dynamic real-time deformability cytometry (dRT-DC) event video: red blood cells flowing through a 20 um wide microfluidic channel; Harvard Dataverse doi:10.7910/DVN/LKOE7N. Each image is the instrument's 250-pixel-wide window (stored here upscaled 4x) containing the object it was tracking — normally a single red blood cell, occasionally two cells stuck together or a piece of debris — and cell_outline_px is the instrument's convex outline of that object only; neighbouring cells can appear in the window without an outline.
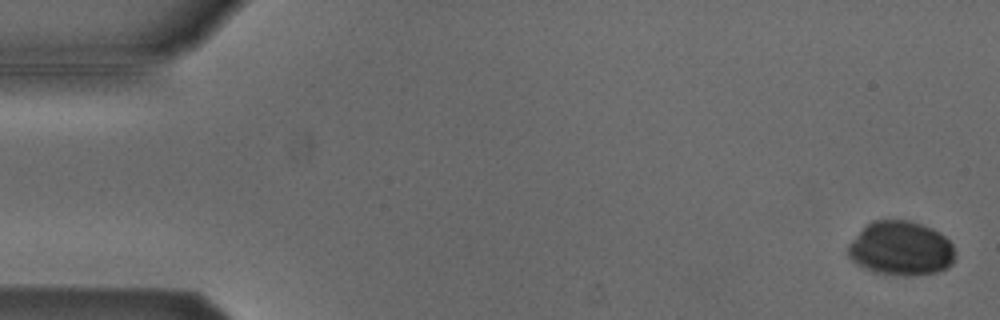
{"species": "Egyptian fruit bat (a non-hibernating species)", "species_latin": "Rousettus aegyptiacus", "temperature_condition": "cold", "stored_images_in_passage": 5, "camera_frame_rate_fps": 3000, "um_per_image_px": 0.085, "animal": {"sex": "male"}, "frame": {"image": 1, "passage_image": 1, "time_ms": 0.0, "image_size_px": [1000, 320], "cell_outline_px": [[956, 260], [948, 268], [936, 272], [916, 276], [904, 276], [872, 272], [856, 264], [848, 256], [848, 244], [872, 220], [908, 220], [932, 228], [940, 232], [952, 244], [956, 256]], "centroid_in_image_um": [76.6, 21.14], "position_along_channel_um": 8.4, "area_um2": 34.1}}
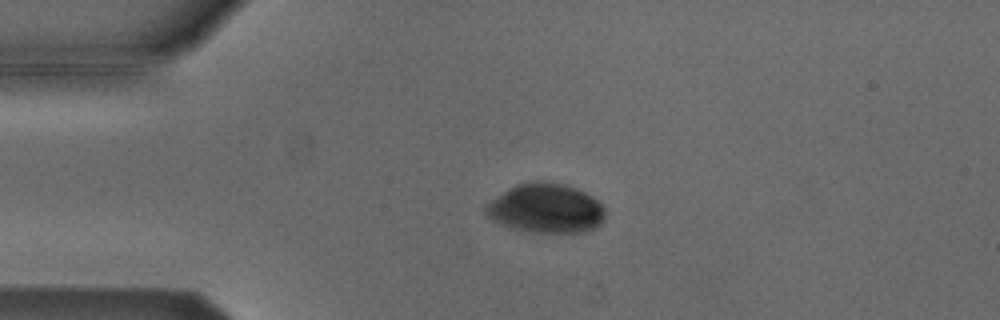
{"frame": {"image": 2, "passage_image": 4, "time_ms": 1.0, "image_size_px": [1000, 320], "cell_outline_px": [[604, 220], [596, 228], [580, 232], [532, 232], [508, 228], [492, 220], [484, 212], [484, 208], [492, 200], [508, 188], [516, 184], [536, 180], [564, 184], [576, 188], [592, 196], [604, 208]], "centroid_in_image_um": [46.38, 17.71], "position_along_channel_um": 38.6, "area_um2": 34.33}}